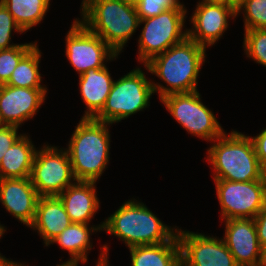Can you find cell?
<instances>
[{
    "label": "cell",
    "instance_id": "obj_40",
    "mask_svg": "<svg viewBox=\"0 0 266 266\" xmlns=\"http://www.w3.org/2000/svg\"><path fill=\"white\" fill-rule=\"evenodd\" d=\"M5 125H4V123H3V121H2V119H1V116H0V128H2V127H4Z\"/></svg>",
    "mask_w": 266,
    "mask_h": 266
},
{
    "label": "cell",
    "instance_id": "obj_13",
    "mask_svg": "<svg viewBox=\"0 0 266 266\" xmlns=\"http://www.w3.org/2000/svg\"><path fill=\"white\" fill-rule=\"evenodd\" d=\"M190 18L192 28L188 37L205 48L214 46L229 27V19L235 20L236 9L223 4L199 0Z\"/></svg>",
    "mask_w": 266,
    "mask_h": 266
},
{
    "label": "cell",
    "instance_id": "obj_26",
    "mask_svg": "<svg viewBox=\"0 0 266 266\" xmlns=\"http://www.w3.org/2000/svg\"><path fill=\"white\" fill-rule=\"evenodd\" d=\"M37 44V41L19 44L13 48L0 50V85L6 84L20 60Z\"/></svg>",
    "mask_w": 266,
    "mask_h": 266
},
{
    "label": "cell",
    "instance_id": "obj_31",
    "mask_svg": "<svg viewBox=\"0 0 266 266\" xmlns=\"http://www.w3.org/2000/svg\"><path fill=\"white\" fill-rule=\"evenodd\" d=\"M253 141L259 164L263 171L266 173V128L257 134L250 136Z\"/></svg>",
    "mask_w": 266,
    "mask_h": 266
},
{
    "label": "cell",
    "instance_id": "obj_17",
    "mask_svg": "<svg viewBox=\"0 0 266 266\" xmlns=\"http://www.w3.org/2000/svg\"><path fill=\"white\" fill-rule=\"evenodd\" d=\"M96 182L76 181L57 197L61 200L72 223L90 224L98 209Z\"/></svg>",
    "mask_w": 266,
    "mask_h": 266
},
{
    "label": "cell",
    "instance_id": "obj_3",
    "mask_svg": "<svg viewBox=\"0 0 266 266\" xmlns=\"http://www.w3.org/2000/svg\"><path fill=\"white\" fill-rule=\"evenodd\" d=\"M176 227L168 226L146 204L132 198L103 221L102 231L119 238L130 248L169 242L177 234Z\"/></svg>",
    "mask_w": 266,
    "mask_h": 266
},
{
    "label": "cell",
    "instance_id": "obj_7",
    "mask_svg": "<svg viewBox=\"0 0 266 266\" xmlns=\"http://www.w3.org/2000/svg\"><path fill=\"white\" fill-rule=\"evenodd\" d=\"M186 15V8H172L157 16L140 19L139 25L144 26L137 42L139 63L144 65L188 36V30L185 28V19L188 17Z\"/></svg>",
    "mask_w": 266,
    "mask_h": 266
},
{
    "label": "cell",
    "instance_id": "obj_24",
    "mask_svg": "<svg viewBox=\"0 0 266 266\" xmlns=\"http://www.w3.org/2000/svg\"><path fill=\"white\" fill-rule=\"evenodd\" d=\"M41 57L42 52L36 44L20 60L6 85L22 88H47L41 83L42 76L39 70Z\"/></svg>",
    "mask_w": 266,
    "mask_h": 266
},
{
    "label": "cell",
    "instance_id": "obj_1",
    "mask_svg": "<svg viewBox=\"0 0 266 266\" xmlns=\"http://www.w3.org/2000/svg\"><path fill=\"white\" fill-rule=\"evenodd\" d=\"M206 59V48L198 45L188 36L164 53L158 54L144 64L148 73L160 78L152 82L159 100L170 94L198 91V77Z\"/></svg>",
    "mask_w": 266,
    "mask_h": 266
},
{
    "label": "cell",
    "instance_id": "obj_32",
    "mask_svg": "<svg viewBox=\"0 0 266 266\" xmlns=\"http://www.w3.org/2000/svg\"><path fill=\"white\" fill-rule=\"evenodd\" d=\"M253 219L260 245L266 250V206Z\"/></svg>",
    "mask_w": 266,
    "mask_h": 266
},
{
    "label": "cell",
    "instance_id": "obj_28",
    "mask_svg": "<svg viewBox=\"0 0 266 266\" xmlns=\"http://www.w3.org/2000/svg\"><path fill=\"white\" fill-rule=\"evenodd\" d=\"M12 31L25 34V32L15 22L12 14L0 0V50L10 49L19 45V43H11L13 34Z\"/></svg>",
    "mask_w": 266,
    "mask_h": 266
},
{
    "label": "cell",
    "instance_id": "obj_15",
    "mask_svg": "<svg viewBox=\"0 0 266 266\" xmlns=\"http://www.w3.org/2000/svg\"><path fill=\"white\" fill-rule=\"evenodd\" d=\"M47 91V88L0 85V116L4 125L20 128L33 119L45 103Z\"/></svg>",
    "mask_w": 266,
    "mask_h": 266
},
{
    "label": "cell",
    "instance_id": "obj_38",
    "mask_svg": "<svg viewBox=\"0 0 266 266\" xmlns=\"http://www.w3.org/2000/svg\"><path fill=\"white\" fill-rule=\"evenodd\" d=\"M6 226H4L3 224L0 223V239L1 237H3V235L5 234V232H7V228H5ZM1 254V253H0Z\"/></svg>",
    "mask_w": 266,
    "mask_h": 266
},
{
    "label": "cell",
    "instance_id": "obj_22",
    "mask_svg": "<svg viewBox=\"0 0 266 266\" xmlns=\"http://www.w3.org/2000/svg\"><path fill=\"white\" fill-rule=\"evenodd\" d=\"M128 249L131 266H181L177 234L169 242L133 246Z\"/></svg>",
    "mask_w": 266,
    "mask_h": 266
},
{
    "label": "cell",
    "instance_id": "obj_36",
    "mask_svg": "<svg viewBox=\"0 0 266 266\" xmlns=\"http://www.w3.org/2000/svg\"><path fill=\"white\" fill-rule=\"evenodd\" d=\"M79 262H70V261H65L62 262V264H57L56 266H78Z\"/></svg>",
    "mask_w": 266,
    "mask_h": 266
},
{
    "label": "cell",
    "instance_id": "obj_37",
    "mask_svg": "<svg viewBox=\"0 0 266 266\" xmlns=\"http://www.w3.org/2000/svg\"><path fill=\"white\" fill-rule=\"evenodd\" d=\"M121 1H123L126 4H130V5L136 6L139 3L140 0H121Z\"/></svg>",
    "mask_w": 266,
    "mask_h": 266
},
{
    "label": "cell",
    "instance_id": "obj_35",
    "mask_svg": "<svg viewBox=\"0 0 266 266\" xmlns=\"http://www.w3.org/2000/svg\"><path fill=\"white\" fill-rule=\"evenodd\" d=\"M211 3H223L234 8V0H205Z\"/></svg>",
    "mask_w": 266,
    "mask_h": 266
},
{
    "label": "cell",
    "instance_id": "obj_4",
    "mask_svg": "<svg viewBox=\"0 0 266 266\" xmlns=\"http://www.w3.org/2000/svg\"><path fill=\"white\" fill-rule=\"evenodd\" d=\"M225 131L207 148L208 163L213 179L248 182L261 180L266 173L259 164L254 144L249 135L237 130Z\"/></svg>",
    "mask_w": 266,
    "mask_h": 266
},
{
    "label": "cell",
    "instance_id": "obj_11",
    "mask_svg": "<svg viewBox=\"0 0 266 266\" xmlns=\"http://www.w3.org/2000/svg\"><path fill=\"white\" fill-rule=\"evenodd\" d=\"M73 20L65 36V56L79 75L90 69L103 68L108 61L118 58L119 55L101 37L77 18Z\"/></svg>",
    "mask_w": 266,
    "mask_h": 266
},
{
    "label": "cell",
    "instance_id": "obj_25",
    "mask_svg": "<svg viewBox=\"0 0 266 266\" xmlns=\"http://www.w3.org/2000/svg\"><path fill=\"white\" fill-rule=\"evenodd\" d=\"M236 11L244 17V31L266 29V0H243Z\"/></svg>",
    "mask_w": 266,
    "mask_h": 266
},
{
    "label": "cell",
    "instance_id": "obj_18",
    "mask_svg": "<svg viewBox=\"0 0 266 266\" xmlns=\"http://www.w3.org/2000/svg\"><path fill=\"white\" fill-rule=\"evenodd\" d=\"M72 222L57 196L39 197L33 223L29 226L39 233L44 246L57 237Z\"/></svg>",
    "mask_w": 266,
    "mask_h": 266
},
{
    "label": "cell",
    "instance_id": "obj_29",
    "mask_svg": "<svg viewBox=\"0 0 266 266\" xmlns=\"http://www.w3.org/2000/svg\"><path fill=\"white\" fill-rule=\"evenodd\" d=\"M139 19H147L159 15L172 8H185L179 0H140L135 6Z\"/></svg>",
    "mask_w": 266,
    "mask_h": 266
},
{
    "label": "cell",
    "instance_id": "obj_19",
    "mask_svg": "<svg viewBox=\"0 0 266 266\" xmlns=\"http://www.w3.org/2000/svg\"><path fill=\"white\" fill-rule=\"evenodd\" d=\"M114 80L107 66L79 75V88L85 113L81 118H95L103 109Z\"/></svg>",
    "mask_w": 266,
    "mask_h": 266
},
{
    "label": "cell",
    "instance_id": "obj_20",
    "mask_svg": "<svg viewBox=\"0 0 266 266\" xmlns=\"http://www.w3.org/2000/svg\"><path fill=\"white\" fill-rule=\"evenodd\" d=\"M89 225L71 223L48 246L58 244L59 248L68 251L70 259H67V261L87 263L88 253L93 248L92 233L102 232L103 221L98 225Z\"/></svg>",
    "mask_w": 266,
    "mask_h": 266
},
{
    "label": "cell",
    "instance_id": "obj_16",
    "mask_svg": "<svg viewBox=\"0 0 266 266\" xmlns=\"http://www.w3.org/2000/svg\"><path fill=\"white\" fill-rule=\"evenodd\" d=\"M39 197L29 177L0 178V203L27 227L34 221Z\"/></svg>",
    "mask_w": 266,
    "mask_h": 266
},
{
    "label": "cell",
    "instance_id": "obj_10",
    "mask_svg": "<svg viewBox=\"0 0 266 266\" xmlns=\"http://www.w3.org/2000/svg\"><path fill=\"white\" fill-rule=\"evenodd\" d=\"M220 204L221 221L253 219L266 206V175L248 182L213 179Z\"/></svg>",
    "mask_w": 266,
    "mask_h": 266
},
{
    "label": "cell",
    "instance_id": "obj_8",
    "mask_svg": "<svg viewBox=\"0 0 266 266\" xmlns=\"http://www.w3.org/2000/svg\"><path fill=\"white\" fill-rule=\"evenodd\" d=\"M199 91L170 94L160 99L166 110L188 134L212 142L225 131Z\"/></svg>",
    "mask_w": 266,
    "mask_h": 266
},
{
    "label": "cell",
    "instance_id": "obj_6",
    "mask_svg": "<svg viewBox=\"0 0 266 266\" xmlns=\"http://www.w3.org/2000/svg\"><path fill=\"white\" fill-rule=\"evenodd\" d=\"M143 71L136 67L114 80L102 111L94 119L112 125L146 110L150 106L151 96L155 93L152 80L148 79Z\"/></svg>",
    "mask_w": 266,
    "mask_h": 266
},
{
    "label": "cell",
    "instance_id": "obj_9",
    "mask_svg": "<svg viewBox=\"0 0 266 266\" xmlns=\"http://www.w3.org/2000/svg\"><path fill=\"white\" fill-rule=\"evenodd\" d=\"M59 147L43 144L36 150L29 178L40 197L58 196L77 181L67 150Z\"/></svg>",
    "mask_w": 266,
    "mask_h": 266
},
{
    "label": "cell",
    "instance_id": "obj_5",
    "mask_svg": "<svg viewBox=\"0 0 266 266\" xmlns=\"http://www.w3.org/2000/svg\"><path fill=\"white\" fill-rule=\"evenodd\" d=\"M80 10L78 20L118 55L140 27L136 7L121 0H82Z\"/></svg>",
    "mask_w": 266,
    "mask_h": 266
},
{
    "label": "cell",
    "instance_id": "obj_27",
    "mask_svg": "<svg viewBox=\"0 0 266 266\" xmlns=\"http://www.w3.org/2000/svg\"><path fill=\"white\" fill-rule=\"evenodd\" d=\"M242 46L246 57L266 67V29L246 30Z\"/></svg>",
    "mask_w": 266,
    "mask_h": 266
},
{
    "label": "cell",
    "instance_id": "obj_14",
    "mask_svg": "<svg viewBox=\"0 0 266 266\" xmlns=\"http://www.w3.org/2000/svg\"><path fill=\"white\" fill-rule=\"evenodd\" d=\"M223 241L238 266H264L265 250L260 245L254 219L224 220Z\"/></svg>",
    "mask_w": 266,
    "mask_h": 266
},
{
    "label": "cell",
    "instance_id": "obj_33",
    "mask_svg": "<svg viewBox=\"0 0 266 266\" xmlns=\"http://www.w3.org/2000/svg\"><path fill=\"white\" fill-rule=\"evenodd\" d=\"M101 251H100V255L98 257V261H97V264L95 266H110L109 265V247L107 244H103L101 245L100 247Z\"/></svg>",
    "mask_w": 266,
    "mask_h": 266
},
{
    "label": "cell",
    "instance_id": "obj_2",
    "mask_svg": "<svg viewBox=\"0 0 266 266\" xmlns=\"http://www.w3.org/2000/svg\"><path fill=\"white\" fill-rule=\"evenodd\" d=\"M110 124L94 118H81L68 141L72 171L77 181L97 182L109 164Z\"/></svg>",
    "mask_w": 266,
    "mask_h": 266
},
{
    "label": "cell",
    "instance_id": "obj_23",
    "mask_svg": "<svg viewBox=\"0 0 266 266\" xmlns=\"http://www.w3.org/2000/svg\"><path fill=\"white\" fill-rule=\"evenodd\" d=\"M51 0H1L24 31L41 24L49 11Z\"/></svg>",
    "mask_w": 266,
    "mask_h": 266
},
{
    "label": "cell",
    "instance_id": "obj_30",
    "mask_svg": "<svg viewBox=\"0 0 266 266\" xmlns=\"http://www.w3.org/2000/svg\"><path fill=\"white\" fill-rule=\"evenodd\" d=\"M18 131L19 128L16 126L5 125L0 128V162L12 144L22 135Z\"/></svg>",
    "mask_w": 266,
    "mask_h": 266
},
{
    "label": "cell",
    "instance_id": "obj_39",
    "mask_svg": "<svg viewBox=\"0 0 266 266\" xmlns=\"http://www.w3.org/2000/svg\"><path fill=\"white\" fill-rule=\"evenodd\" d=\"M243 0H234V8L237 10L239 7V4L242 2Z\"/></svg>",
    "mask_w": 266,
    "mask_h": 266
},
{
    "label": "cell",
    "instance_id": "obj_12",
    "mask_svg": "<svg viewBox=\"0 0 266 266\" xmlns=\"http://www.w3.org/2000/svg\"><path fill=\"white\" fill-rule=\"evenodd\" d=\"M181 266H238L222 237L177 229Z\"/></svg>",
    "mask_w": 266,
    "mask_h": 266
},
{
    "label": "cell",
    "instance_id": "obj_21",
    "mask_svg": "<svg viewBox=\"0 0 266 266\" xmlns=\"http://www.w3.org/2000/svg\"><path fill=\"white\" fill-rule=\"evenodd\" d=\"M28 133H23L0 162V178L30 177L36 147Z\"/></svg>",
    "mask_w": 266,
    "mask_h": 266
},
{
    "label": "cell",
    "instance_id": "obj_34",
    "mask_svg": "<svg viewBox=\"0 0 266 266\" xmlns=\"http://www.w3.org/2000/svg\"><path fill=\"white\" fill-rule=\"evenodd\" d=\"M0 266H28V265H26V262L25 263L23 262L21 263L20 261L16 262L0 254Z\"/></svg>",
    "mask_w": 266,
    "mask_h": 266
}]
</instances>
